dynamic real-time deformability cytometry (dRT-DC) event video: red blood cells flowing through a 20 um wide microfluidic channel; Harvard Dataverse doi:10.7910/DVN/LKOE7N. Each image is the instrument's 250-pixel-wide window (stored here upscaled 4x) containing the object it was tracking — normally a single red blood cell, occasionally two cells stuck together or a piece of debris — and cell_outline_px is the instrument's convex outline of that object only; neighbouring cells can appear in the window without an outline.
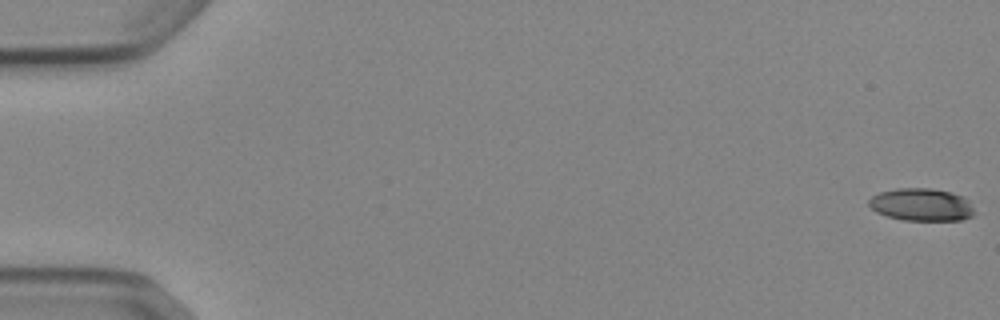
{"species": "Egyptian fruit bat (a non-hibernating species)", "species_latin": "Rousettus aegyptiacus", "temperature_condition": "cold", "stored_images_in_passage": 53, "camera_frame_rate_fps": 3000, "um_per_image_px": 0.085, "animal": {"sex": "female"}, "frame": {"image": 1, "passage_image": 1, "time_ms": 0.0, "image_size_px": [1000, 320], "cell_outline_px": [[972, 216], [960, 220], [904, 220], [888, 216], [876, 212], [868, 204], [868, 200], [872, 196], [880, 192], [896, 188], [928, 188], [952, 192], [964, 196], [968, 200], [972, 208]], "centroid_in_image_um": [78.3, 17.38], "position_along_channel_um": 6.7, "area_um2": 19.94}}
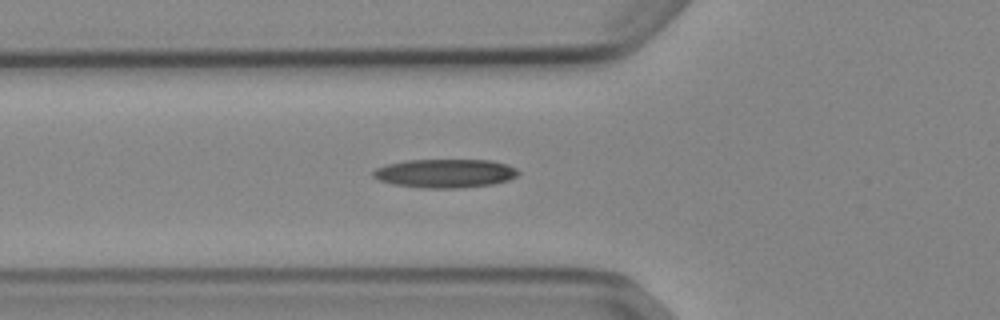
{"frame": {"image": 2, "passage_image": 20, "time_ms": 6.333, "image_size_px": [1000, 320], "cell_outline_px": [[520, 172], [516, 176], [508, 180], [492, 184], [452, 188], [424, 188], [392, 184], [380, 180], [372, 176], [372, 172], [376, 168], [388, 164], [404, 160], [492, 160], [508, 164], [516, 168]], "centroid_in_image_um": [37.83, 14.72], "position_along_channel_um": 88.0, "area_um2": 24.22}}
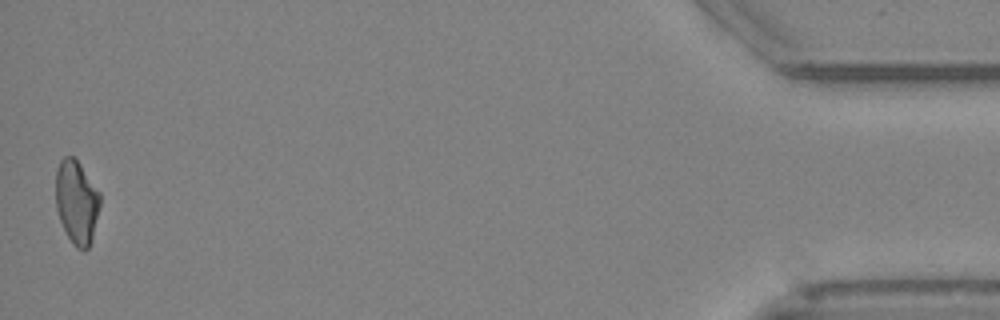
{"frame": {"image": 3, "passage_image": 53, "time_ms": 17.333, "image_size_px": [1000, 320], "cell_outline_px": [[100, 204], [92, 240], [88, 248], [84, 252], [76, 248], [72, 244], [60, 220], [56, 208], [56, 168], [60, 160], [64, 156], [72, 156], [80, 164], [100, 192]], "centroid_in_image_um": [6.51, 17.19], "position_along_channel_um": 428.7, "area_um2": 21.68}, "authors_computed_cell_mechanics": {"area_um2": 22.1952, "velocity_mm_per_s": 3.8982, "shape_relaxation_time_tau1_ms": null, "shape_relaxation_time_tau2_ms": 9.2345, "deformation_change_tau1": null, "deformation_change_tau2": 0.2322}}